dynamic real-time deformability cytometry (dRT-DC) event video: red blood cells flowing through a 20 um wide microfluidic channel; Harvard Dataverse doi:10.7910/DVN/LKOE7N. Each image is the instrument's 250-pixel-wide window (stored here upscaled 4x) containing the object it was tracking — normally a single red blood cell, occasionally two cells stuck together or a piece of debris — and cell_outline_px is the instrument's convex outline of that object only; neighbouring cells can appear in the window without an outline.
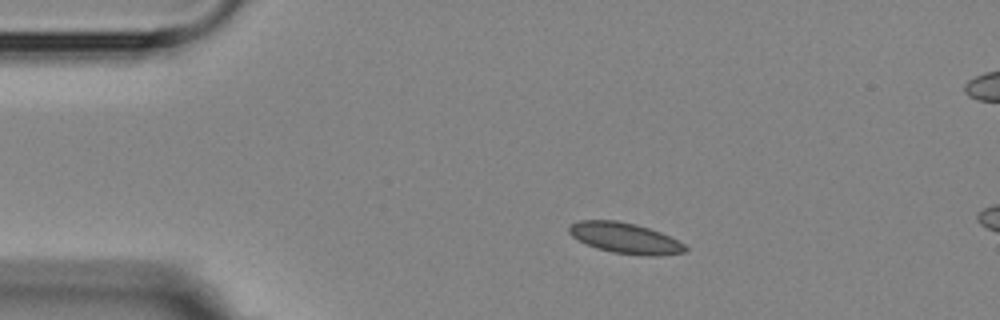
{"species": "Egyptian fruit bat (a non-hibernating species)", "species_latin": "Rousettus aegyptiacus", "temperature_condition": "room temperature", "stored_images_in_passage": 4, "camera_frame_rate_fps": 3000, "um_per_image_px": 0.085, "animal": {"sex": "female"}, "frame": {"image": 1, "passage_image": 2, "time_ms": 1.333, "image_size_px": [1000, 320], "cell_outline_px": [[688, 248], [684, 252], [660, 256], [644, 256], [612, 252], [596, 248], [572, 236], [568, 232], [568, 228], [572, 224], [580, 220], [616, 220], [636, 224], [660, 232], [684, 244]], "centroid_in_image_um": [53.14, 20.24], "position_along_channel_um": 31.9, "area_um2": 20.63}}